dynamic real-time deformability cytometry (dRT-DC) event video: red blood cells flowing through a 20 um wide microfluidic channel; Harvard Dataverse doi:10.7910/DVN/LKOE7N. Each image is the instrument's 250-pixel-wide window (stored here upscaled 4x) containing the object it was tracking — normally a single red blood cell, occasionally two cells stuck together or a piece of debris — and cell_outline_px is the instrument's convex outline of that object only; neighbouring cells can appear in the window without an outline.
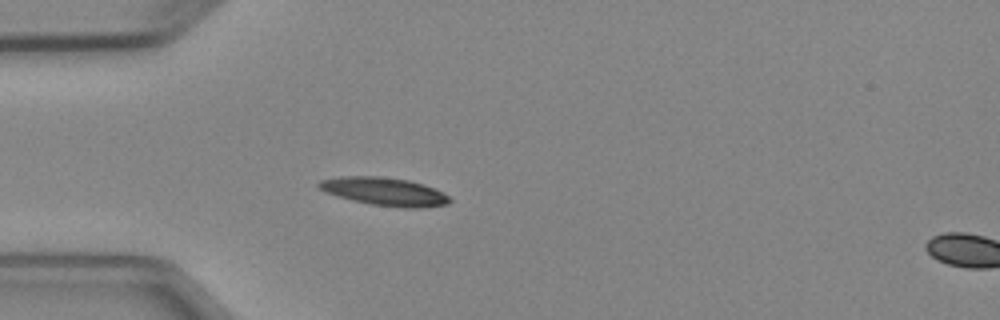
{"species": "Egyptian fruit bat (a non-hibernating species)", "species_latin": "Rousettus aegyptiacus", "temperature_condition": "cold", "stored_images_in_passage": 6, "segment_of_instrument_passage": [1, 2], "camera_frame_rate_fps": 3000, "um_per_image_px": 0.085, "animal": {"sex": "female"}, "frame": {"image": 1, "passage_image": 5, "time_ms": 4.333, "image_size_px": [1000, 320], "cell_outline_px": [[452, 200], [448, 204], [420, 208], [404, 208], [372, 204], [352, 200], [328, 192], [320, 188], [316, 184], [320, 180], [340, 176], [376, 176], [408, 180], [424, 184], [448, 196]], "centroid_in_image_um": [32.69, 16.28], "position_along_channel_um": 52.3, "area_um2": 21.1}}